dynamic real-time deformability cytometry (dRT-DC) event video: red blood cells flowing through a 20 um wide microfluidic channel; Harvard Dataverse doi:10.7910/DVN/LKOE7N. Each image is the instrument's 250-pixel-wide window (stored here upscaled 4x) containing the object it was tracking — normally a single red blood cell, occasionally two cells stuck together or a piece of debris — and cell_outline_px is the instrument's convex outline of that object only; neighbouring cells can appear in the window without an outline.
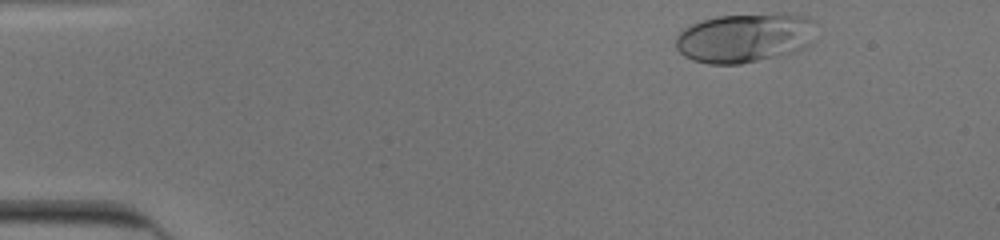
{"species": "human", "species_latin": "Homo sapiens", "temperature_condition": "cold", "stored_images_in_passage": 36, "camera_frame_rate_fps": 3000, "um_per_image_px": 0.085, "donor": {"sex": "male"}, "frame": {"image": 1, "passage_image": 1, "time_ms": 0.0, "image_size_px": [1000, 240], "cell_outline_px": [[816, 40], [812, 44], [796, 52], [740, 64], [708, 64], [692, 60], [684, 56], [676, 48], [676, 36], [684, 28], [692, 24], [716, 16], [776, 12], [780, 12], [808, 16], [816, 20]], "centroid_in_image_um": [63.41, 3.19], "position_along_channel_um": 21.6, "area_um2": 41.44}}
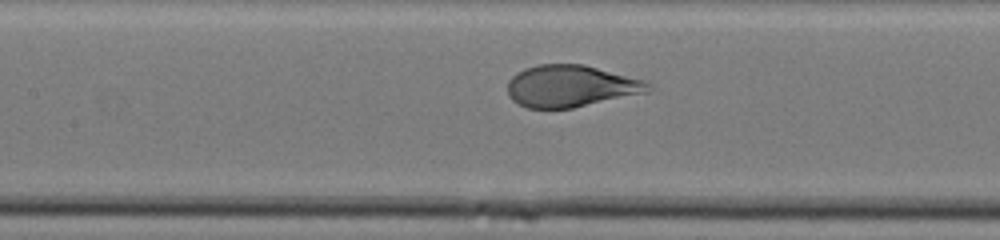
{"frame": {"image": 2, "passage_image": 19, "time_ms": 6.0, "image_size_px": [1000, 240], "cell_outline_px": [[652, 88], [648, 92], [572, 108], [528, 108], [512, 100], [508, 96], [508, 80], [516, 72], [524, 68], [540, 64], [584, 64], [644, 80], [652, 84]], "centroid_in_image_um": [48.51, 7.31], "position_along_channel_um": 158.9, "area_um2": 34.33}}
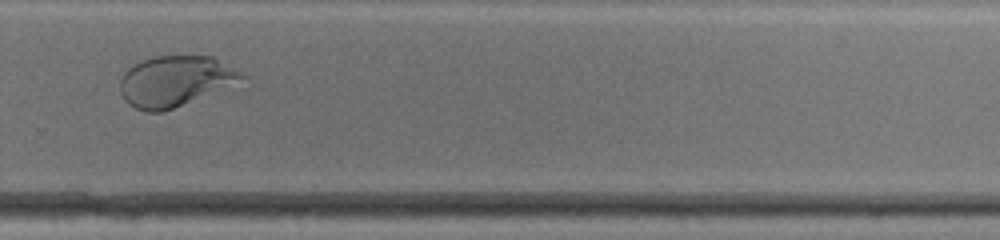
{"frame": {"image": 3, "passage_image": 31, "time_ms": 10.0, "image_size_px": [1000, 240], "cell_outline_px": [[248, 88], [160, 112], [144, 112], [128, 104], [124, 100], [120, 92], [120, 80], [124, 72], [128, 68], [144, 60], [156, 56], [212, 56], [244, 72], [248, 76]], "centroid_in_image_um": [15.18, 6.96], "position_along_channel_um": 314.6, "area_um2": 38.49}, "authors_computed_cell_mechanics": {"area_um2": 36.0383, "velocity_mm_per_s": 3.907, "shape_relaxation_time_tau1_ms": 4.255, "shape_relaxation_time_tau2_ms": null, "deformation_change_tau1": 0.2169, "deformation_change_tau2": null}}